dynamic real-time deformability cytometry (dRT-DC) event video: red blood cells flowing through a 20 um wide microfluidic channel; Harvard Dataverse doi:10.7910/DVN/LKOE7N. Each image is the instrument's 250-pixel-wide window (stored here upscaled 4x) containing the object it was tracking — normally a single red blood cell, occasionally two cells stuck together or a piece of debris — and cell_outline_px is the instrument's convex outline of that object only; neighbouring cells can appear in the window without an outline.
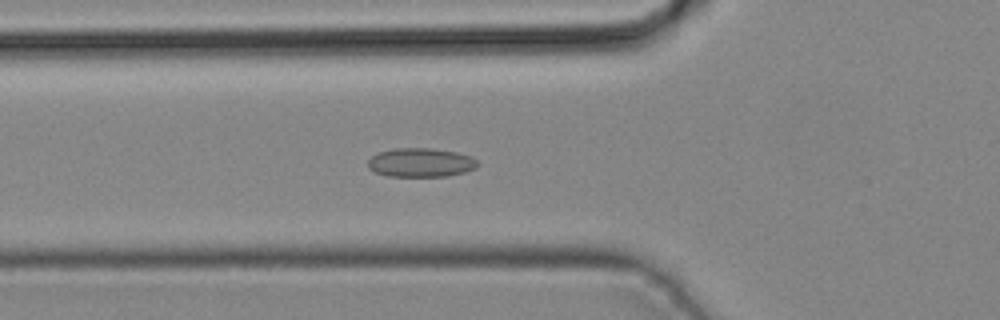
{"species": "common noctule bat (a hibernating species)", "species_latin": "Nyctalus noctula", "temperature_condition": "cold", "stored_images_in_passage": 26, "camera_frame_rate_fps": 3000, "um_per_image_px": 0.085, "animal": {"sex": "male", "body_mass_g": 19.2, "forearm_length_mm": 51.8}, "frame": {"image": 1, "passage_image": 4, "time_ms": 1.0, "image_size_px": [1000, 320], "cell_outline_px": [[480, 164], [476, 168], [464, 172], [448, 176], [388, 176], [376, 172], [368, 168], [368, 160], [372, 156], [380, 152], [396, 148], [432, 148], [456, 152], [472, 156]], "centroid_in_image_um": [35.79, 13.81], "position_along_channel_um": 90.0, "area_um2": 18.5}}
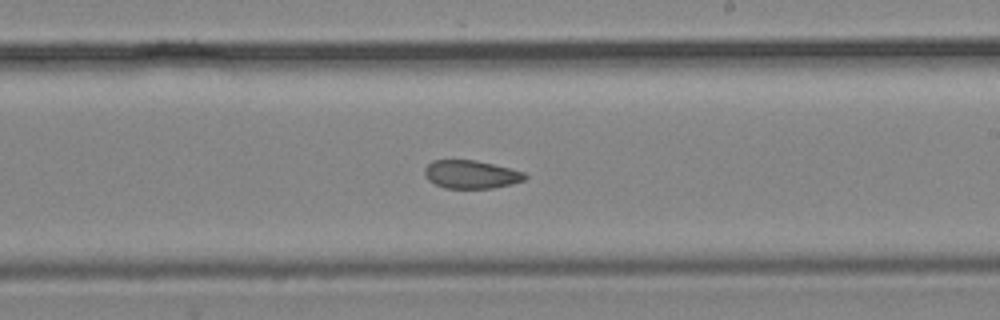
{"frame": {"image": 2, "passage_image": 14, "time_ms": 4.333, "image_size_px": [1000, 320], "cell_outline_px": [[528, 176], [524, 180], [512, 184], [492, 188], [444, 188], [428, 180], [424, 176], [424, 168], [432, 160], [476, 160], [524, 172]], "centroid_in_image_um": [40.01, 14.82], "position_along_channel_um": 249.0, "area_um2": 16.47}}
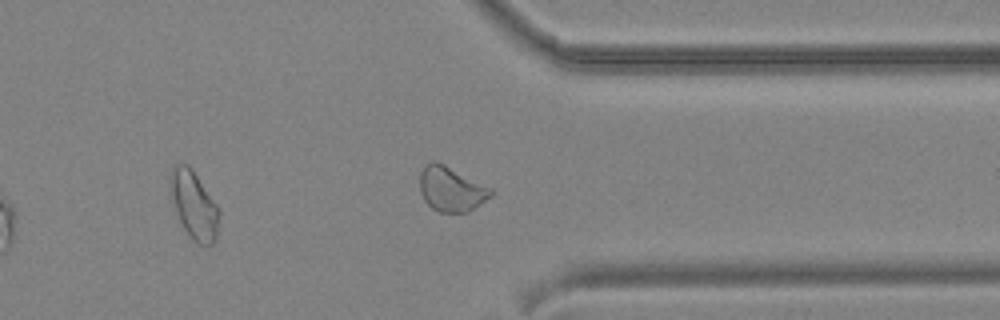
{"frame": {"image": 3, "passage_image": 22, "time_ms": 7.0, "image_size_px": [1000, 320], "cell_outline_px": [[220, 212], [216, 236], [212, 244], [196, 244], [192, 240], [184, 228], [176, 212], [168, 184], [168, 180], [172, 168], [176, 164], [188, 164], [192, 168], [216, 204]], "centroid_in_image_um": [16.46, 17.4], "position_along_channel_um": 394.9, "area_um2": 19.19}}